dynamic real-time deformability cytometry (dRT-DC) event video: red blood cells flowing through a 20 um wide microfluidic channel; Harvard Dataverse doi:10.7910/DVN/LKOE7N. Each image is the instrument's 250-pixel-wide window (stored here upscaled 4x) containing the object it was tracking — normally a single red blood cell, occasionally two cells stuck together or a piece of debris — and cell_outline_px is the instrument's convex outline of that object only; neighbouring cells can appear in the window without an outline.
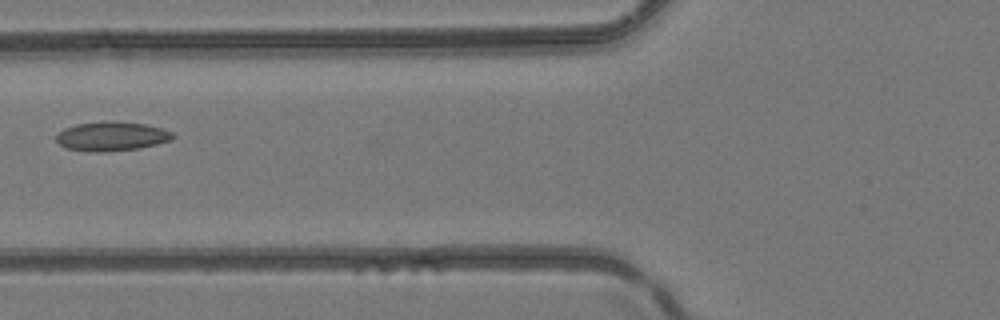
{"species": "common noctule bat (a hibernating species)", "species_latin": "Nyctalus noctula", "temperature_condition": "room temperature", "stored_images_in_passage": 7, "camera_frame_rate_fps": 3000, "um_per_image_px": 0.085, "animal": {"sex": "female", "body_mass_g": 24.6, "forearm_length_mm": 56.2}, "frame": {"image": 1, "passage_image": 7, "time_ms": 2.0, "image_size_px": [1000, 320], "cell_outline_px": [[176, 136], [172, 140], [156, 144], [136, 148], [104, 152], [88, 152], [64, 148], [56, 140], [56, 136], [64, 128], [76, 124], [108, 120], [144, 124], [160, 128], [172, 132]], "centroid_in_image_um": [9.46, 11.58], "position_along_channel_um": 116.3, "area_um2": 19.88}}